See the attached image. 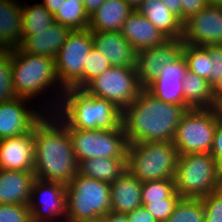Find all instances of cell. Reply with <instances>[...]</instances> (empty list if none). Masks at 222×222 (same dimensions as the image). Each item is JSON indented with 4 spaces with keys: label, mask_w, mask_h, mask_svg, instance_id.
Returning <instances> with one entry per match:
<instances>
[{
    "label": "cell",
    "mask_w": 222,
    "mask_h": 222,
    "mask_svg": "<svg viewBox=\"0 0 222 222\" xmlns=\"http://www.w3.org/2000/svg\"><path fill=\"white\" fill-rule=\"evenodd\" d=\"M93 46L100 51L111 66L136 68L137 51L121 32H91Z\"/></svg>",
    "instance_id": "obj_18"
},
{
    "label": "cell",
    "mask_w": 222,
    "mask_h": 222,
    "mask_svg": "<svg viewBox=\"0 0 222 222\" xmlns=\"http://www.w3.org/2000/svg\"><path fill=\"white\" fill-rule=\"evenodd\" d=\"M183 56L186 58L189 71L206 79L213 86V65L209 52L201 46L184 43Z\"/></svg>",
    "instance_id": "obj_30"
},
{
    "label": "cell",
    "mask_w": 222,
    "mask_h": 222,
    "mask_svg": "<svg viewBox=\"0 0 222 222\" xmlns=\"http://www.w3.org/2000/svg\"><path fill=\"white\" fill-rule=\"evenodd\" d=\"M105 222H128L126 214L109 211L104 216Z\"/></svg>",
    "instance_id": "obj_45"
},
{
    "label": "cell",
    "mask_w": 222,
    "mask_h": 222,
    "mask_svg": "<svg viewBox=\"0 0 222 222\" xmlns=\"http://www.w3.org/2000/svg\"><path fill=\"white\" fill-rule=\"evenodd\" d=\"M34 151L33 132L0 140V169L33 172Z\"/></svg>",
    "instance_id": "obj_17"
},
{
    "label": "cell",
    "mask_w": 222,
    "mask_h": 222,
    "mask_svg": "<svg viewBox=\"0 0 222 222\" xmlns=\"http://www.w3.org/2000/svg\"><path fill=\"white\" fill-rule=\"evenodd\" d=\"M15 97L12 81L11 49H0V103Z\"/></svg>",
    "instance_id": "obj_33"
},
{
    "label": "cell",
    "mask_w": 222,
    "mask_h": 222,
    "mask_svg": "<svg viewBox=\"0 0 222 222\" xmlns=\"http://www.w3.org/2000/svg\"><path fill=\"white\" fill-rule=\"evenodd\" d=\"M104 1L105 0H84V8L89 17L95 13Z\"/></svg>",
    "instance_id": "obj_42"
},
{
    "label": "cell",
    "mask_w": 222,
    "mask_h": 222,
    "mask_svg": "<svg viewBox=\"0 0 222 222\" xmlns=\"http://www.w3.org/2000/svg\"><path fill=\"white\" fill-rule=\"evenodd\" d=\"M179 200L180 198H165L164 200L152 201L151 203H142V206L157 222H166Z\"/></svg>",
    "instance_id": "obj_36"
},
{
    "label": "cell",
    "mask_w": 222,
    "mask_h": 222,
    "mask_svg": "<svg viewBox=\"0 0 222 222\" xmlns=\"http://www.w3.org/2000/svg\"><path fill=\"white\" fill-rule=\"evenodd\" d=\"M92 47L89 29L71 31L55 59L57 79L64 89L83 87V68Z\"/></svg>",
    "instance_id": "obj_11"
},
{
    "label": "cell",
    "mask_w": 222,
    "mask_h": 222,
    "mask_svg": "<svg viewBox=\"0 0 222 222\" xmlns=\"http://www.w3.org/2000/svg\"><path fill=\"white\" fill-rule=\"evenodd\" d=\"M125 1L133 10H137L143 2V0H125Z\"/></svg>",
    "instance_id": "obj_48"
},
{
    "label": "cell",
    "mask_w": 222,
    "mask_h": 222,
    "mask_svg": "<svg viewBox=\"0 0 222 222\" xmlns=\"http://www.w3.org/2000/svg\"><path fill=\"white\" fill-rule=\"evenodd\" d=\"M188 72V64L182 54L175 62L165 65L161 69L160 75L145 89L163 102L188 105L184 100L182 90L183 79Z\"/></svg>",
    "instance_id": "obj_16"
},
{
    "label": "cell",
    "mask_w": 222,
    "mask_h": 222,
    "mask_svg": "<svg viewBox=\"0 0 222 222\" xmlns=\"http://www.w3.org/2000/svg\"><path fill=\"white\" fill-rule=\"evenodd\" d=\"M41 2L44 7L52 14L54 15L59 9L62 4V2L66 0H42Z\"/></svg>",
    "instance_id": "obj_44"
},
{
    "label": "cell",
    "mask_w": 222,
    "mask_h": 222,
    "mask_svg": "<svg viewBox=\"0 0 222 222\" xmlns=\"http://www.w3.org/2000/svg\"><path fill=\"white\" fill-rule=\"evenodd\" d=\"M137 10L167 39L182 38L183 23L161 0H143L141 6Z\"/></svg>",
    "instance_id": "obj_25"
},
{
    "label": "cell",
    "mask_w": 222,
    "mask_h": 222,
    "mask_svg": "<svg viewBox=\"0 0 222 222\" xmlns=\"http://www.w3.org/2000/svg\"><path fill=\"white\" fill-rule=\"evenodd\" d=\"M72 29L54 22L48 29L36 31L35 34L25 37L18 48L32 55L46 56L56 59V56L67 40Z\"/></svg>",
    "instance_id": "obj_19"
},
{
    "label": "cell",
    "mask_w": 222,
    "mask_h": 222,
    "mask_svg": "<svg viewBox=\"0 0 222 222\" xmlns=\"http://www.w3.org/2000/svg\"><path fill=\"white\" fill-rule=\"evenodd\" d=\"M66 221L105 216L111 211L110 184L77 173L66 186Z\"/></svg>",
    "instance_id": "obj_7"
},
{
    "label": "cell",
    "mask_w": 222,
    "mask_h": 222,
    "mask_svg": "<svg viewBox=\"0 0 222 222\" xmlns=\"http://www.w3.org/2000/svg\"><path fill=\"white\" fill-rule=\"evenodd\" d=\"M86 58V64L83 68V87L111 67L108 59L94 46Z\"/></svg>",
    "instance_id": "obj_34"
},
{
    "label": "cell",
    "mask_w": 222,
    "mask_h": 222,
    "mask_svg": "<svg viewBox=\"0 0 222 222\" xmlns=\"http://www.w3.org/2000/svg\"><path fill=\"white\" fill-rule=\"evenodd\" d=\"M181 22L184 23L192 15L204 9L208 3L206 0H181Z\"/></svg>",
    "instance_id": "obj_39"
},
{
    "label": "cell",
    "mask_w": 222,
    "mask_h": 222,
    "mask_svg": "<svg viewBox=\"0 0 222 222\" xmlns=\"http://www.w3.org/2000/svg\"><path fill=\"white\" fill-rule=\"evenodd\" d=\"M133 11L125 0H105L90 16L88 29L91 32H120L123 22Z\"/></svg>",
    "instance_id": "obj_24"
},
{
    "label": "cell",
    "mask_w": 222,
    "mask_h": 222,
    "mask_svg": "<svg viewBox=\"0 0 222 222\" xmlns=\"http://www.w3.org/2000/svg\"><path fill=\"white\" fill-rule=\"evenodd\" d=\"M183 45L182 39H168L160 46L137 52V75L143 88L160 75L165 65L175 62L183 54Z\"/></svg>",
    "instance_id": "obj_14"
},
{
    "label": "cell",
    "mask_w": 222,
    "mask_h": 222,
    "mask_svg": "<svg viewBox=\"0 0 222 222\" xmlns=\"http://www.w3.org/2000/svg\"><path fill=\"white\" fill-rule=\"evenodd\" d=\"M35 179L34 172L0 169V204L28 205Z\"/></svg>",
    "instance_id": "obj_22"
},
{
    "label": "cell",
    "mask_w": 222,
    "mask_h": 222,
    "mask_svg": "<svg viewBox=\"0 0 222 222\" xmlns=\"http://www.w3.org/2000/svg\"><path fill=\"white\" fill-rule=\"evenodd\" d=\"M214 108L187 110L176 128L173 143L179 155L210 153L217 127Z\"/></svg>",
    "instance_id": "obj_9"
},
{
    "label": "cell",
    "mask_w": 222,
    "mask_h": 222,
    "mask_svg": "<svg viewBox=\"0 0 222 222\" xmlns=\"http://www.w3.org/2000/svg\"><path fill=\"white\" fill-rule=\"evenodd\" d=\"M11 69L13 91L16 97L32 101V99L34 100L40 93L41 96L42 93L49 92L48 90L51 91V87L54 86L56 87L55 89L58 88L59 90L57 89L54 91L56 94L54 97L55 100L52 99V102L47 104V106H52V111L49 110L50 106L45 108V111L49 114L57 111L65 89L59 84L57 79L55 59L46 56L32 55L27 52H23L16 47L11 49Z\"/></svg>",
    "instance_id": "obj_4"
},
{
    "label": "cell",
    "mask_w": 222,
    "mask_h": 222,
    "mask_svg": "<svg viewBox=\"0 0 222 222\" xmlns=\"http://www.w3.org/2000/svg\"><path fill=\"white\" fill-rule=\"evenodd\" d=\"M26 102L31 101L15 97L0 103V140L33 132L35 124L46 114L45 107L40 112L26 106Z\"/></svg>",
    "instance_id": "obj_15"
},
{
    "label": "cell",
    "mask_w": 222,
    "mask_h": 222,
    "mask_svg": "<svg viewBox=\"0 0 222 222\" xmlns=\"http://www.w3.org/2000/svg\"><path fill=\"white\" fill-rule=\"evenodd\" d=\"M165 198H181L175 190L174 178L142 182V203H151Z\"/></svg>",
    "instance_id": "obj_32"
},
{
    "label": "cell",
    "mask_w": 222,
    "mask_h": 222,
    "mask_svg": "<svg viewBox=\"0 0 222 222\" xmlns=\"http://www.w3.org/2000/svg\"><path fill=\"white\" fill-rule=\"evenodd\" d=\"M127 169L126 159L93 158L78 164V173L111 184Z\"/></svg>",
    "instance_id": "obj_26"
},
{
    "label": "cell",
    "mask_w": 222,
    "mask_h": 222,
    "mask_svg": "<svg viewBox=\"0 0 222 222\" xmlns=\"http://www.w3.org/2000/svg\"><path fill=\"white\" fill-rule=\"evenodd\" d=\"M22 40L36 33V31L46 30L48 26L55 22L54 16L44 7L42 3L22 6Z\"/></svg>",
    "instance_id": "obj_29"
},
{
    "label": "cell",
    "mask_w": 222,
    "mask_h": 222,
    "mask_svg": "<svg viewBox=\"0 0 222 222\" xmlns=\"http://www.w3.org/2000/svg\"><path fill=\"white\" fill-rule=\"evenodd\" d=\"M184 100L192 108H214L212 86L209 82L189 71L183 79Z\"/></svg>",
    "instance_id": "obj_27"
},
{
    "label": "cell",
    "mask_w": 222,
    "mask_h": 222,
    "mask_svg": "<svg viewBox=\"0 0 222 222\" xmlns=\"http://www.w3.org/2000/svg\"><path fill=\"white\" fill-rule=\"evenodd\" d=\"M200 199L204 206V222H222V188Z\"/></svg>",
    "instance_id": "obj_37"
},
{
    "label": "cell",
    "mask_w": 222,
    "mask_h": 222,
    "mask_svg": "<svg viewBox=\"0 0 222 222\" xmlns=\"http://www.w3.org/2000/svg\"><path fill=\"white\" fill-rule=\"evenodd\" d=\"M205 212L200 198H180L166 222H204Z\"/></svg>",
    "instance_id": "obj_31"
},
{
    "label": "cell",
    "mask_w": 222,
    "mask_h": 222,
    "mask_svg": "<svg viewBox=\"0 0 222 222\" xmlns=\"http://www.w3.org/2000/svg\"><path fill=\"white\" fill-rule=\"evenodd\" d=\"M22 4L17 0H0V49L16 48L22 41Z\"/></svg>",
    "instance_id": "obj_23"
},
{
    "label": "cell",
    "mask_w": 222,
    "mask_h": 222,
    "mask_svg": "<svg viewBox=\"0 0 222 222\" xmlns=\"http://www.w3.org/2000/svg\"><path fill=\"white\" fill-rule=\"evenodd\" d=\"M210 154L222 172V122L218 121V119Z\"/></svg>",
    "instance_id": "obj_40"
},
{
    "label": "cell",
    "mask_w": 222,
    "mask_h": 222,
    "mask_svg": "<svg viewBox=\"0 0 222 222\" xmlns=\"http://www.w3.org/2000/svg\"><path fill=\"white\" fill-rule=\"evenodd\" d=\"M78 222H105V221H104V216H97L94 218L84 219Z\"/></svg>",
    "instance_id": "obj_49"
},
{
    "label": "cell",
    "mask_w": 222,
    "mask_h": 222,
    "mask_svg": "<svg viewBox=\"0 0 222 222\" xmlns=\"http://www.w3.org/2000/svg\"><path fill=\"white\" fill-rule=\"evenodd\" d=\"M0 222H32L31 210L23 204H0Z\"/></svg>",
    "instance_id": "obj_35"
},
{
    "label": "cell",
    "mask_w": 222,
    "mask_h": 222,
    "mask_svg": "<svg viewBox=\"0 0 222 222\" xmlns=\"http://www.w3.org/2000/svg\"><path fill=\"white\" fill-rule=\"evenodd\" d=\"M189 105L163 102L145 88L122 111V127L128 144L172 142L178 123Z\"/></svg>",
    "instance_id": "obj_2"
},
{
    "label": "cell",
    "mask_w": 222,
    "mask_h": 222,
    "mask_svg": "<svg viewBox=\"0 0 222 222\" xmlns=\"http://www.w3.org/2000/svg\"><path fill=\"white\" fill-rule=\"evenodd\" d=\"M142 182L129 170L110 184L111 211L127 214L142 206Z\"/></svg>",
    "instance_id": "obj_21"
},
{
    "label": "cell",
    "mask_w": 222,
    "mask_h": 222,
    "mask_svg": "<svg viewBox=\"0 0 222 222\" xmlns=\"http://www.w3.org/2000/svg\"><path fill=\"white\" fill-rule=\"evenodd\" d=\"M121 35L138 52L160 46L168 39L138 10H134L123 22Z\"/></svg>",
    "instance_id": "obj_20"
},
{
    "label": "cell",
    "mask_w": 222,
    "mask_h": 222,
    "mask_svg": "<svg viewBox=\"0 0 222 222\" xmlns=\"http://www.w3.org/2000/svg\"><path fill=\"white\" fill-rule=\"evenodd\" d=\"M33 135L35 177L69 184L78 173L79 163L68 128L54 113H46L33 127Z\"/></svg>",
    "instance_id": "obj_1"
},
{
    "label": "cell",
    "mask_w": 222,
    "mask_h": 222,
    "mask_svg": "<svg viewBox=\"0 0 222 222\" xmlns=\"http://www.w3.org/2000/svg\"><path fill=\"white\" fill-rule=\"evenodd\" d=\"M212 95L214 98V103L219 99H222V75L219 80L212 86Z\"/></svg>",
    "instance_id": "obj_46"
},
{
    "label": "cell",
    "mask_w": 222,
    "mask_h": 222,
    "mask_svg": "<svg viewBox=\"0 0 222 222\" xmlns=\"http://www.w3.org/2000/svg\"><path fill=\"white\" fill-rule=\"evenodd\" d=\"M84 0H66L62 2L60 9L53 15L55 22L72 30L88 29L90 17L86 13Z\"/></svg>",
    "instance_id": "obj_28"
},
{
    "label": "cell",
    "mask_w": 222,
    "mask_h": 222,
    "mask_svg": "<svg viewBox=\"0 0 222 222\" xmlns=\"http://www.w3.org/2000/svg\"><path fill=\"white\" fill-rule=\"evenodd\" d=\"M84 88L96 97L110 100L121 111L138 97L141 86L137 68L111 66Z\"/></svg>",
    "instance_id": "obj_10"
},
{
    "label": "cell",
    "mask_w": 222,
    "mask_h": 222,
    "mask_svg": "<svg viewBox=\"0 0 222 222\" xmlns=\"http://www.w3.org/2000/svg\"><path fill=\"white\" fill-rule=\"evenodd\" d=\"M208 5L222 6V0H206Z\"/></svg>",
    "instance_id": "obj_50"
},
{
    "label": "cell",
    "mask_w": 222,
    "mask_h": 222,
    "mask_svg": "<svg viewBox=\"0 0 222 222\" xmlns=\"http://www.w3.org/2000/svg\"><path fill=\"white\" fill-rule=\"evenodd\" d=\"M181 198H203L222 188V172L208 152L178 156L174 177Z\"/></svg>",
    "instance_id": "obj_5"
},
{
    "label": "cell",
    "mask_w": 222,
    "mask_h": 222,
    "mask_svg": "<svg viewBox=\"0 0 222 222\" xmlns=\"http://www.w3.org/2000/svg\"><path fill=\"white\" fill-rule=\"evenodd\" d=\"M56 113L72 128L112 130L122 126V111L110 100L96 97L84 87L65 89Z\"/></svg>",
    "instance_id": "obj_3"
},
{
    "label": "cell",
    "mask_w": 222,
    "mask_h": 222,
    "mask_svg": "<svg viewBox=\"0 0 222 222\" xmlns=\"http://www.w3.org/2000/svg\"><path fill=\"white\" fill-rule=\"evenodd\" d=\"M68 128L77 162L93 158L126 159L128 142L123 127L112 130L72 129L56 112Z\"/></svg>",
    "instance_id": "obj_8"
},
{
    "label": "cell",
    "mask_w": 222,
    "mask_h": 222,
    "mask_svg": "<svg viewBox=\"0 0 222 222\" xmlns=\"http://www.w3.org/2000/svg\"><path fill=\"white\" fill-rule=\"evenodd\" d=\"M182 41L193 46L222 44V6L207 5L183 23Z\"/></svg>",
    "instance_id": "obj_13"
},
{
    "label": "cell",
    "mask_w": 222,
    "mask_h": 222,
    "mask_svg": "<svg viewBox=\"0 0 222 222\" xmlns=\"http://www.w3.org/2000/svg\"><path fill=\"white\" fill-rule=\"evenodd\" d=\"M178 151L173 142L128 144L126 167L141 182L175 177Z\"/></svg>",
    "instance_id": "obj_6"
},
{
    "label": "cell",
    "mask_w": 222,
    "mask_h": 222,
    "mask_svg": "<svg viewBox=\"0 0 222 222\" xmlns=\"http://www.w3.org/2000/svg\"><path fill=\"white\" fill-rule=\"evenodd\" d=\"M214 110L217 114L218 121L222 122V99H219L215 105Z\"/></svg>",
    "instance_id": "obj_47"
},
{
    "label": "cell",
    "mask_w": 222,
    "mask_h": 222,
    "mask_svg": "<svg viewBox=\"0 0 222 222\" xmlns=\"http://www.w3.org/2000/svg\"><path fill=\"white\" fill-rule=\"evenodd\" d=\"M126 216L128 222H157L143 206L127 213Z\"/></svg>",
    "instance_id": "obj_41"
},
{
    "label": "cell",
    "mask_w": 222,
    "mask_h": 222,
    "mask_svg": "<svg viewBox=\"0 0 222 222\" xmlns=\"http://www.w3.org/2000/svg\"><path fill=\"white\" fill-rule=\"evenodd\" d=\"M66 186L61 182L34 180L28 203L32 222L66 221Z\"/></svg>",
    "instance_id": "obj_12"
},
{
    "label": "cell",
    "mask_w": 222,
    "mask_h": 222,
    "mask_svg": "<svg viewBox=\"0 0 222 222\" xmlns=\"http://www.w3.org/2000/svg\"><path fill=\"white\" fill-rule=\"evenodd\" d=\"M181 21V0H161Z\"/></svg>",
    "instance_id": "obj_43"
},
{
    "label": "cell",
    "mask_w": 222,
    "mask_h": 222,
    "mask_svg": "<svg viewBox=\"0 0 222 222\" xmlns=\"http://www.w3.org/2000/svg\"><path fill=\"white\" fill-rule=\"evenodd\" d=\"M210 55L213 65V85L219 80L222 75V44L207 45L204 47Z\"/></svg>",
    "instance_id": "obj_38"
}]
</instances>
